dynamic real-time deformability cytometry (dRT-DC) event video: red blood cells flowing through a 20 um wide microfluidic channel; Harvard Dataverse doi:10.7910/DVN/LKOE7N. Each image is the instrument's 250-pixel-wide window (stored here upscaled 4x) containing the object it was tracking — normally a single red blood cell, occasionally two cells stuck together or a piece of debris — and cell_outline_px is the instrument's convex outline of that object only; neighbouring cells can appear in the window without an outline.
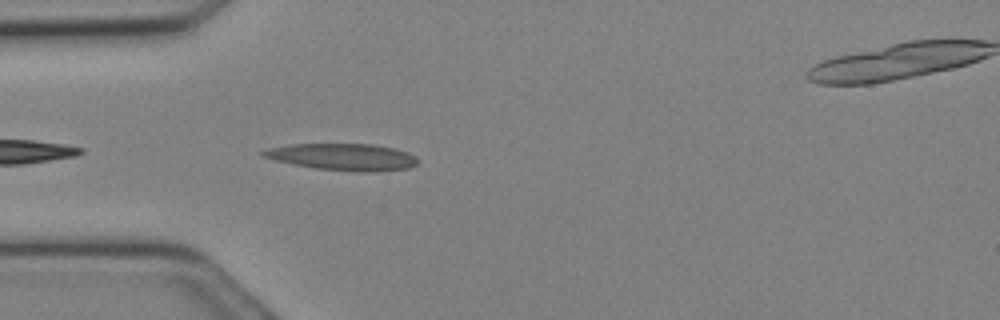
{"species": "Egyptian fruit bat (a non-hibernating species)", "species_latin": "Rousettus aegyptiacus", "temperature_condition": "cold", "stored_images_in_passage": 11, "camera_frame_rate_fps": 3000, "um_per_image_px": 0.085, "animal": {"sex": "female"}, "frame": {"image": 1, "passage_image": 7, "time_ms": 2.0, "image_size_px": [1000, 320], "cell_outline_px": [[420, 160], [416, 164], [408, 168], [372, 172], [364, 172], [316, 168], [292, 164], [260, 156], [256, 152], [268, 148], [288, 144], [376, 144], [396, 148], [408, 152], [416, 156]], "centroid_in_image_um": [29.13, 13.32], "position_along_channel_um": 55.9, "area_um2": 24.39}}
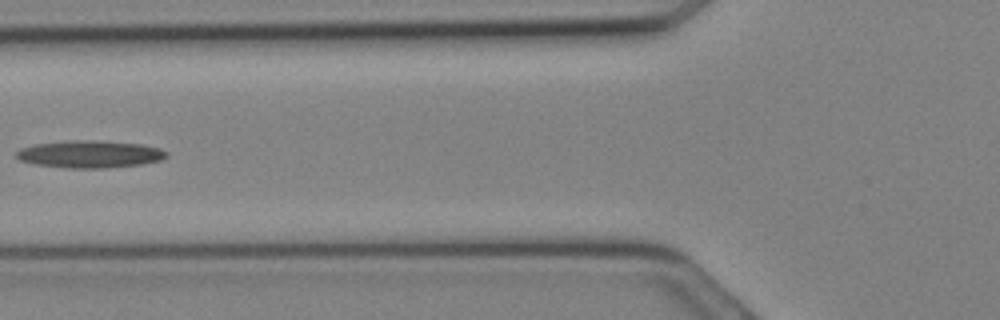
{"frame": {"image": 2, "passage_image": 10, "time_ms": 3.0, "image_size_px": [1000, 320], "cell_outline_px": [[168, 156], [160, 160], [140, 164], [104, 168], [68, 168], [32, 164], [20, 160], [16, 156], [16, 152], [20, 148], [36, 144], [72, 140], [100, 140], [140, 144], [160, 148], [168, 152]], "centroid_in_image_um": [7.63, 13.1], "position_along_channel_um": 118.2, "area_um2": 23.93}}